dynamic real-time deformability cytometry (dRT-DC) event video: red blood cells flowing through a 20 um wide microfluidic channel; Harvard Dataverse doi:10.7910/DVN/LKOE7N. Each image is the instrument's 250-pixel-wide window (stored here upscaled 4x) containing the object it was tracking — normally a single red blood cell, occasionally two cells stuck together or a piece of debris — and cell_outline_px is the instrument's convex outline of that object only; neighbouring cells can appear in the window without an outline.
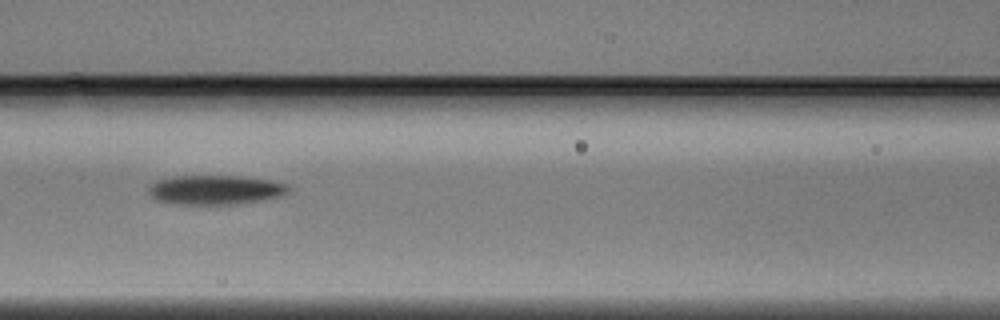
{"species": "Egyptian fruit bat (a non-hibernating species)", "species_latin": "Rousettus aegyptiacus", "temperature_condition": "warm", "stored_images_in_passage": 6, "camera_frame_rate_fps": 3000, "um_per_image_px": 0.085, "animal": {"sex": "male"}, "frame": {"image": 1, "passage_image": 6, "time_ms": 1.667, "image_size_px": [1000, 320], "cell_outline_px": [[292, 188], [284, 196], [264, 200], [236, 204], [172, 204], [156, 200], [148, 192], [148, 188], [156, 180], [176, 176], [240, 176], [268, 180], [288, 184]], "centroid_in_image_um": [18.34, 16.14], "position_along_channel_um": 148.3, "area_um2": 24.16}}